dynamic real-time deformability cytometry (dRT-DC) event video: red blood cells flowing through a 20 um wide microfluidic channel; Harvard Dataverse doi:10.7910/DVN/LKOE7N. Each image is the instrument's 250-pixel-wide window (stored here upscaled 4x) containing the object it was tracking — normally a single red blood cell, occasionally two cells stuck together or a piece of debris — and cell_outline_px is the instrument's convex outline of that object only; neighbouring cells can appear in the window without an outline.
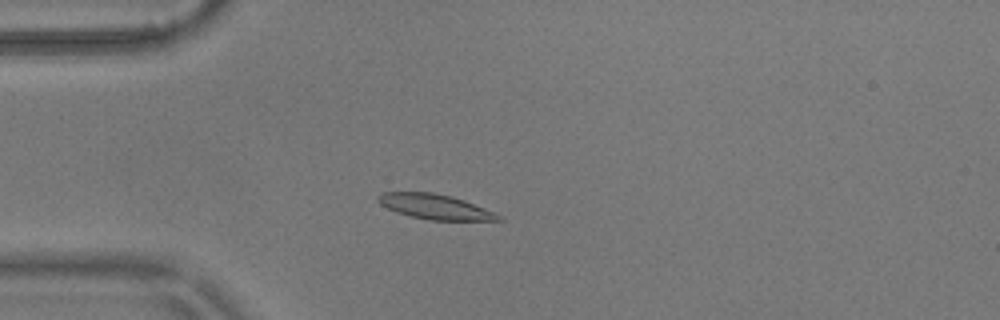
{"species": "common noctule bat (a hibernating species)", "species_latin": "Nyctalus noctula", "temperature_condition": "warm", "stored_images_in_passage": 54, "camera_frame_rate_fps": 3000, "um_per_image_px": 0.085, "animal": {"sex": "male", "body_mass_g": 17.9}, "frame": {"image": 1, "passage_image": 13, "time_ms": 4.0, "image_size_px": [1000, 320], "cell_outline_px": [[504, 220], [428, 220], [396, 212], [380, 204], [376, 200], [376, 196], [380, 192], [432, 192], [452, 196], [464, 200], [496, 212]], "centroid_in_image_um": [36.96, 17.56], "position_along_channel_um": 48.0, "area_um2": 17.57}}
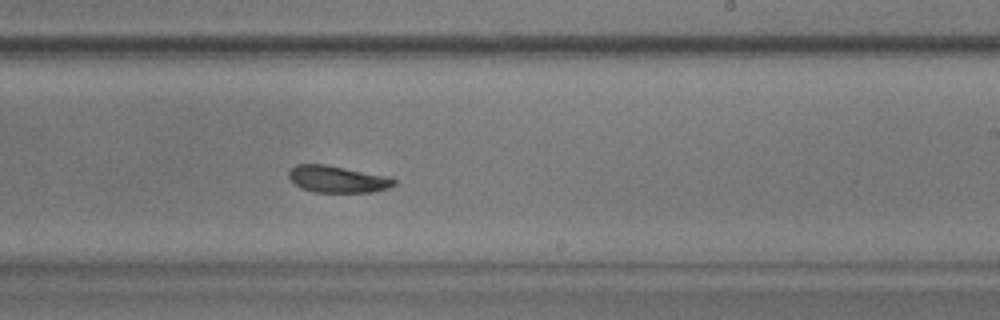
{"frame": {"image": 2, "passage_image": 32, "time_ms": 10.333, "image_size_px": [1000, 320], "cell_outline_px": [[396, 184], [388, 188], [372, 192], [312, 192], [300, 188], [288, 176], [288, 172], [296, 164], [324, 164], [388, 176], [396, 180]], "centroid_in_image_um": [28.68, 15.23], "position_along_channel_um": 260.3, "area_um2": 16.42}}
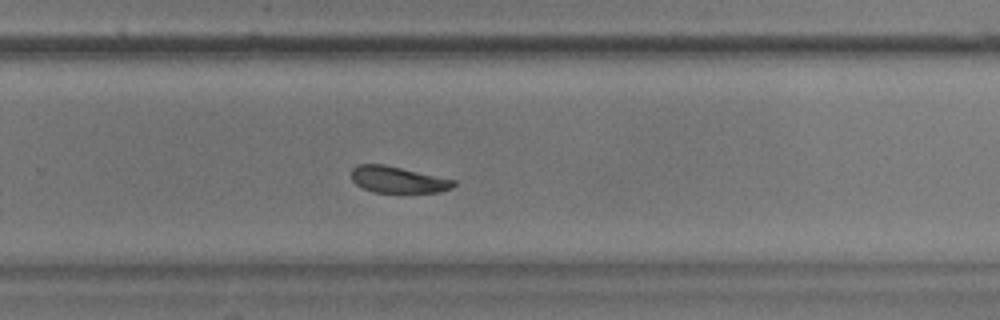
{"frame": {"image": 3, "passage_image": 35, "time_ms": 11.333, "image_size_px": [1000, 320], "cell_outline_px": [[456, 184], [452, 188], [440, 192], [372, 192], [356, 184], [352, 180], [352, 168], [356, 164], [384, 164], [456, 180]], "centroid_in_image_um": [33.82, 15.26], "position_along_channel_um": 296.0, "area_um2": 15.72}, "authors_computed_cell_mechanics": {"area_um2": 17.3978, "velocity_mm_per_s": 3.5692, "shape_relaxation_time_tau1_ms": 4.2184, "shape_relaxation_time_tau2_ms": 5.5531, "deformation_change_tau1": 0.1107, "deformation_change_tau2": 0.1138}}